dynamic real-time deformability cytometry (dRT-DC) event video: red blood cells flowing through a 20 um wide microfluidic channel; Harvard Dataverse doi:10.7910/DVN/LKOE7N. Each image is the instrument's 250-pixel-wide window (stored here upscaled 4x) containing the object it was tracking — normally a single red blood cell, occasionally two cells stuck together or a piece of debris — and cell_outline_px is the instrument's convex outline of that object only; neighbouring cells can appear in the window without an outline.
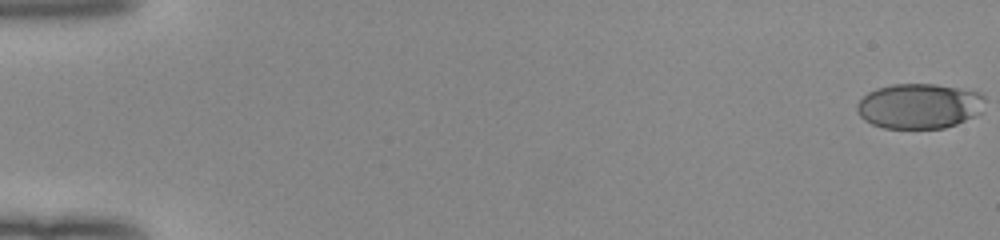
{"species": "human", "species_latin": "Homo sapiens", "temperature_condition": "room temperature", "stored_images_in_passage": 52, "camera_frame_rate_fps": 3000, "um_per_image_px": 0.085, "donor": {"sex": "female"}, "frame": {"image": 1, "passage_image": 1, "time_ms": 0.0, "image_size_px": [1000, 240], "cell_outline_px": [[984, 112], [976, 116], [956, 124], [944, 128], [884, 128], [872, 124], [864, 120], [860, 116], [856, 108], [856, 104], [868, 92], [876, 88], [892, 84], [936, 84], [980, 92], [984, 96]], "centroid_in_image_um": [78.16, 9.01], "position_along_channel_um": 6.8, "area_um2": 33.93}}
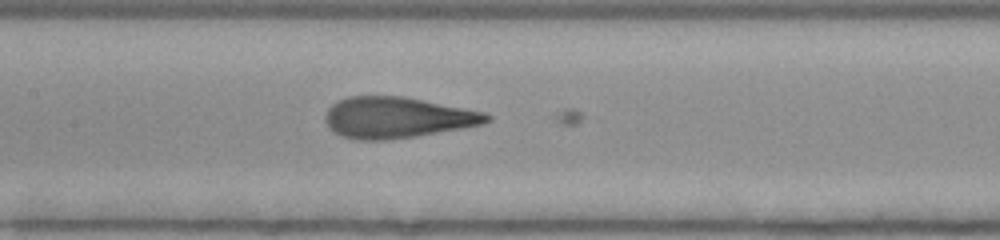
{"frame": {"image": 2, "passage_image": 27, "time_ms": 8.667, "image_size_px": [1000, 240], "cell_outline_px": [[492, 120], [484, 124], [416, 136], [384, 140], [356, 140], [340, 136], [328, 124], [324, 116], [328, 108], [332, 104], [348, 96], [404, 96], [484, 112], [492, 116]], "centroid_in_image_um": [33.77, 9.99], "position_along_channel_um": 173.6, "area_um2": 38.44}}
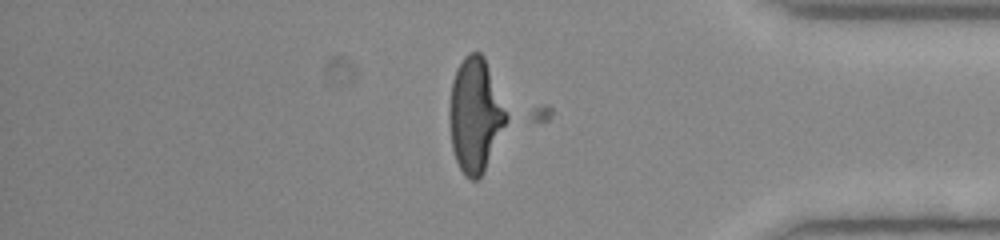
{"frame": {"image": 3, "passage_image": 45, "time_ms": 14.667, "image_size_px": [1000, 240], "cell_outline_px": [[508, 120], [484, 172], [480, 180], [472, 180], [464, 176], [456, 160], [452, 148], [448, 120], [448, 108], [452, 80], [456, 68], [464, 56], [468, 52], [480, 52], [484, 56], [508, 116]], "centroid_in_image_um": [40.36, 9.8], "position_along_channel_um": 394.8, "area_um2": 38.15}}